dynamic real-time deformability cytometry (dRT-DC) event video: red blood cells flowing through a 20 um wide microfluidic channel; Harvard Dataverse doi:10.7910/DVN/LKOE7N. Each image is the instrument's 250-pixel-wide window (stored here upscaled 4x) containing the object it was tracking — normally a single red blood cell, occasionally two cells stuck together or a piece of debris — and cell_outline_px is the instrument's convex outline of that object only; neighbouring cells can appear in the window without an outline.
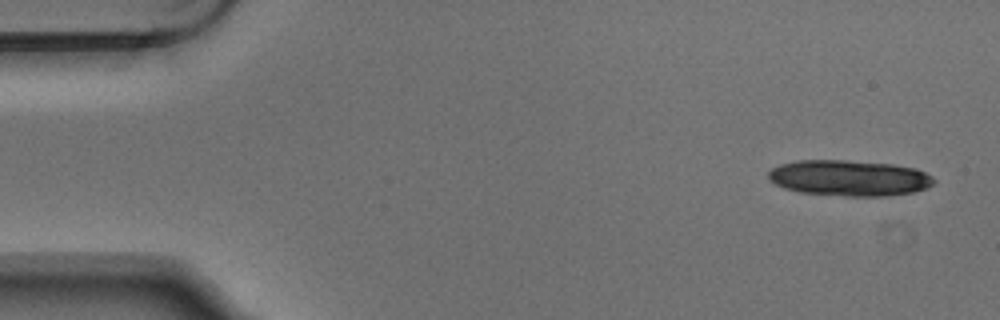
{"species": "Egyptian fruit bat (a non-hibernating species)", "species_latin": "Rousettus aegyptiacus", "temperature_condition": "warm", "stored_images_in_passage": 5, "camera_frame_rate_fps": 3000, "um_per_image_px": 0.085, "animal": {"sex": "male"}, "frame": {"image": 1, "passage_image": 1, "time_ms": 0.0, "image_size_px": [1000, 320], "cell_outline_px": [[936, 180], [928, 188], [912, 192], [888, 196], [844, 196], [800, 192], [784, 188], [768, 180], [768, 172], [772, 168], [780, 164], [796, 160], [844, 160], [892, 164], [916, 168], [932, 176]], "centroid_in_image_um": [72.18, 15.13], "position_along_channel_um": 12.8, "area_um2": 34.74}}
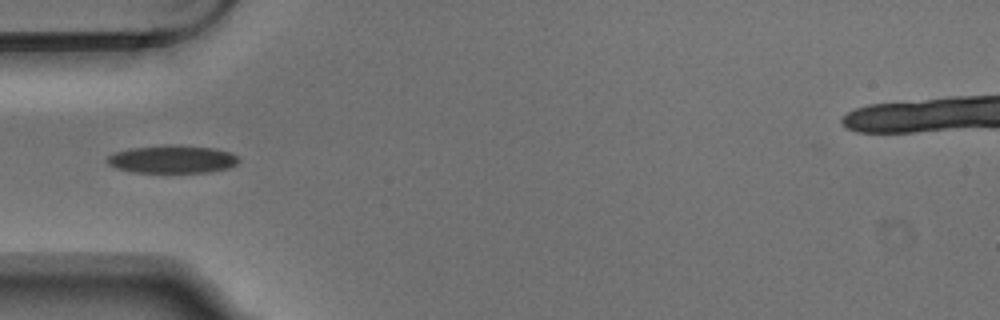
{"frame": {"image": 2, "passage_image": 5, "time_ms": 1.333, "image_size_px": [1000, 320], "cell_outline_px": [[240, 160], [236, 164], [228, 168], [208, 172], [136, 172], [116, 168], [108, 164], [104, 160], [108, 156], [116, 152], [132, 148], [176, 144], [216, 148], [228, 152], [236, 156]], "centroid_in_image_um": [14.64, 13.53], "position_along_channel_um": 70.4, "area_um2": 21.27}}